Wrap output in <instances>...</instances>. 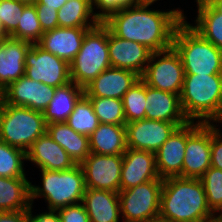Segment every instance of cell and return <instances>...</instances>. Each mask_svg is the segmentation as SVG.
I'll return each instance as SVG.
<instances>
[{
	"label": "cell",
	"instance_id": "1",
	"mask_svg": "<svg viewBox=\"0 0 222 222\" xmlns=\"http://www.w3.org/2000/svg\"><path fill=\"white\" fill-rule=\"evenodd\" d=\"M157 1L125 6L102 23L117 37L141 43L153 52L167 50L172 47L176 27L184 20V10L151 8Z\"/></svg>",
	"mask_w": 222,
	"mask_h": 222
},
{
	"label": "cell",
	"instance_id": "2",
	"mask_svg": "<svg viewBox=\"0 0 222 222\" xmlns=\"http://www.w3.org/2000/svg\"><path fill=\"white\" fill-rule=\"evenodd\" d=\"M160 216L173 222H211L215 214L207 204L201 179H163Z\"/></svg>",
	"mask_w": 222,
	"mask_h": 222
},
{
	"label": "cell",
	"instance_id": "3",
	"mask_svg": "<svg viewBox=\"0 0 222 222\" xmlns=\"http://www.w3.org/2000/svg\"><path fill=\"white\" fill-rule=\"evenodd\" d=\"M180 100L189 121L211 123L222 106V74H185Z\"/></svg>",
	"mask_w": 222,
	"mask_h": 222
},
{
	"label": "cell",
	"instance_id": "4",
	"mask_svg": "<svg viewBox=\"0 0 222 222\" xmlns=\"http://www.w3.org/2000/svg\"><path fill=\"white\" fill-rule=\"evenodd\" d=\"M186 14L176 27L172 46L179 53L185 74H222V50L204 39L189 24Z\"/></svg>",
	"mask_w": 222,
	"mask_h": 222
},
{
	"label": "cell",
	"instance_id": "5",
	"mask_svg": "<svg viewBox=\"0 0 222 222\" xmlns=\"http://www.w3.org/2000/svg\"><path fill=\"white\" fill-rule=\"evenodd\" d=\"M41 185L31 182V204L43 198L47 209L58 210L68 205L80 203L86 190L84 172L81 165L68 170L39 169Z\"/></svg>",
	"mask_w": 222,
	"mask_h": 222
},
{
	"label": "cell",
	"instance_id": "6",
	"mask_svg": "<svg viewBox=\"0 0 222 222\" xmlns=\"http://www.w3.org/2000/svg\"><path fill=\"white\" fill-rule=\"evenodd\" d=\"M69 66L71 82L83 89L101 72L111 67L108 28L102 22L86 32L82 46Z\"/></svg>",
	"mask_w": 222,
	"mask_h": 222
},
{
	"label": "cell",
	"instance_id": "7",
	"mask_svg": "<svg viewBox=\"0 0 222 222\" xmlns=\"http://www.w3.org/2000/svg\"><path fill=\"white\" fill-rule=\"evenodd\" d=\"M46 131L43 112L5 103L0 107V141L26 152Z\"/></svg>",
	"mask_w": 222,
	"mask_h": 222
},
{
	"label": "cell",
	"instance_id": "8",
	"mask_svg": "<svg viewBox=\"0 0 222 222\" xmlns=\"http://www.w3.org/2000/svg\"><path fill=\"white\" fill-rule=\"evenodd\" d=\"M163 180H152L118 192L123 222H147L160 213Z\"/></svg>",
	"mask_w": 222,
	"mask_h": 222
},
{
	"label": "cell",
	"instance_id": "9",
	"mask_svg": "<svg viewBox=\"0 0 222 222\" xmlns=\"http://www.w3.org/2000/svg\"><path fill=\"white\" fill-rule=\"evenodd\" d=\"M184 76L180 55L172 46L153 52L140 78L150 87L180 95Z\"/></svg>",
	"mask_w": 222,
	"mask_h": 222
},
{
	"label": "cell",
	"instance_id": "10",
	"mask_svg": "<svg viewBox=\"0 0 222 222\" xmlns=\"http://www.w3.org/2000/svg\"><path fill=\"white\" fill-rule=\"evenodd\" d=\"M25 75L37 82L55 88L71 82L69 63L32 44L25 55Z\"/></svg>",
	"mask_w": 222,
	"mask_h": 222
},
{
	"label": "cell",
	"instance_id": "11",
	"mask_svg": "<svg viewBox=\"0 0 222 222\" xmlns=\"http://www.w3.org/2000/svg\"><path fill=\"white\" fill-rule=\"evenodd\" d=\"M211 123L187 122L181 177L200 179L211 167Z\"/></svg>",
	"mask_w": 222,
	"mask_h": 222
},
{
	"label": "cell",
	"instance_id": "12",
	"mask_svg": "<svg viewBox=\"0 0 222 222\" xmlns=\"http://www.w3.org/2000/svg\"><path fill=\"white\" fill-rule=\"evenodd\" d=\"M123 155L90 153L81 164L86 188L120 191Z\"/></svg>",
	"mask_w": 222,
	"mask_h": 222
},
{
	"label": "cell",
	"instance_id": "13",
	"mask_svg": "<svg viewBox=\"0 0 222 222\" xmlns=\"http://www.w3.org/2000/svg\"><path fill=\"white\" fill-rule=\"evenodd\" d=\"M186 123L147 118L126 123L127 148L155 153L177 127Z\"/></svg>",
	"mask_w": 222,
	"mask_h": 222
},
{
	"label": "cell",
	"instance_id": "14",
	"mask_svg": "<svg viewBox=\"0 0 222 222\" xmlns=\"http://www.w3.org/2000/svg\"><path fill=\"white\" fill-rule=\"evenodd\" d=\"M55 91V87L34 81L23 75L4 90V103L43 112Z\"/></svg>",
	"mask_w": 222,
	"mask_h": 222
},
{
	"label": "cell",
	"instance_id": "15",
	"mask_svg": "<svg viewBox=\"0 0 222 222\" xmlns=\"http://www.w3.org/2000/svg\"><path fill=\"white\" fill-rule=\"evenodd\" d=\"M108 52L111 67L133 71L140 77L153 53L145 45L117 37L109 29Z\"/></svg>",
	"mask_w": 222,
	"mask_h": 222
},
{
	"label": "cell",
	"instance_id": "16",
	"mask_svg": "<svg viewBox=\"0 0 222 222\" xmlns=\"http://www.w3.org/2000/svg\"><path fill=\"white\" fill-rule=\"evenodd\" d=\"M152 180H163L158 175L155 153L127 148L123 154L120 190Z\"/></svg>",
	"mask_w": 222,
	"mask_h": 222
},
{
	"label": "cell",
	"instance_id": "17",
	"mask_svg": "<svg viewBox=\"0 0 222 222\" xmlns=\"http://www.w3.org/2000/svg\"><path fill=\"white\" fill-rule=\"evenodd\" d=\"M187 144V123L177 127L155 152L156 168L161 179L181 177Z\"/></svg>",
	"mask_w": 222,
	"mask_h": 222
},
{
	"label": "cell",
	"instance_id": "18",
	"mask_svg": "<svg viewBox=\"0 0 222 222\" xmlns=\"http://www.w3.org/2000/svg\"><path fill=\"white\" fill-rule=\"evenodd\" d=\"M91 28L93 27H58L44 32L37 44L70 63L79 52L86 32Z\"/></svg>",
	"mask_w": 222,
	"mask_h": 222
},
{
	"label": "cell",
	"instance_id": "19",
	"mask_svg": "<svg viewBox=\"0 0 222 222\" xmlns=\"http://www.w3.org/2000/svg\"><path fill=\"white\" fill-rule=\"evenodd\" d=\"M139 79L140 76L133 71L109 67L84 88V94L87 97L122 99Z\"/></svg>",
	"mask_w": 222,
	"mask_h": 222
},
{
	"label": "cell",
	"instance_id": "20",
	"mask_svg": "<svg viewBox=\"0 0 222 222\" xmlns=\"http://www.w3.org/2000/svg\"><path fill=\"white\" fill-rule=\"evenodd\" d=\"M38 169L68 170L76 164L68 153L46 132L38 137L26 151V162Z\"/></svg>",
	"mask_w": 222,
	"mask_h": 222
},
{
	"label": "cell",
	"instance_id": "21",
	"mask_svg": "<svg viewBox=\"0 0 222 222\" xmlns=\"http://www.w3.org/2000/svg\"><path fill=\"white\" fill-rule=\"evenodd\" d=\"M31 45L11 36L0 40V86L4 90L25 75V55Z\"/></svg>",
	"mask_w": 222,
	"mask_h": 222
},
{
	"label": "cell",
	"instance_id": "22",
	"mask_svg": "<svg viewBox=\"0 0 222 222\" xmlns=\"http://www.w3.org/2000/svg\"><path fill=\"white\" fill-rule=\"evenodd\" d=\"M145 118L166 122H189L182 106L180 95L165 92L146 85Z\"/></svg>",
	"mask_w": 222,
	"mask_h": 222
},
{
	"label": "cell",
	"instance_id": "23",
	"mask_svg": "<svg viewBox=\"0 0 222 222\" xmlns=\"http://www.w3.org/2000/svg\"><path fill=\"white\" fill-rule=\"evenodd\" d=\"M81 203L90 222H123L116 192L86 188Z\"/></svg>",
	"mask_w": 222,
	"mask_h": 222
},
{
	"label": "cell",
	"instance_id": "24",
	"mask_svg": "<svg viewBox=\"0 0 222 222\" xmlns=\"http://www.w3.org/2000/svg\"><path fill=\"white\" fill-rule=\"evenodd\" d=\"M46 132L68 153L76 165H81L91 153L89 137L75 132L66 122L47 124Z\"/></svg>",
	"mask_w": 222,
	"mask_h": 222
},
{
	"label": "cell",
	"instance_id": "25",
	"mask_svg": "<svg viewBox=\"0 0 222 222\" xmlns=\"http://www.w3.org/2000/svg\"><path fill=\"white\" fill-rule=\"evenodd\" d=\"M89 143L92 153L123 155L127 150L126 126L100 123L89 136Z\"/></svg>",
	"mask_w": 222,
	"mask_h": 222
},
{
	"label": "cell",
	"instance_id": "26",
	"mask_svg": "<svg viewBox=\"0 0 222 222\" xmlns=\"http://www.w3.org/2000/svg\"><path fill=\"white\" fill-rule=\"evenodd\" d=\"M31 182L27 177H0V212L28 210Z\"/></svg>",
	"mask_w": 222,
	"mask_h": 222
},
{
	"label": "cell",
	"instance_id": "27",
	"mask_svg": "<svg viewBox=\"0 0 222 222\" xmlns=\"http://www.w3.org/2000/svg\"><path fill=\"white\" fill-rule=\"evenodd\" d=\"M83 95L84 89L74 82L56 88L54 96L43 111L46 124L66 122Z\"/></svg>",
	"mask_w": 222,
	"mask_h": 222
},
{
	"label": "cell",
	"instance_id": "28",
	"mask_svg": "<svg viewBox=\"0 0 222 222\" xmlns=\"http://www.w3.org/2000/svg\"><path fill=\"white\" fill-rule=\"evenodd\" d=\"M197 16L194 23L188 24L204 39L222 50V14L217 12L206 0H195Z\"/></svg>",
	"mask_w": 222,
	"mask_h": 222
},
{
	"label": "cell",
	"instance_id": "29",
	"mask_svg": "<svg viewBox=\"0 0 222 222\" xmlns=\"http://www.w3.org/2000/svg\"><path fill=\"white\" fill-rule=\"evenodd\" d=\"M59 27H95L100 21L94 14L92 0L67 1L58 10Z\"/></svg>",
	"mask_w": 222,
	"mask_h": 222
},
{
	"label": "cell",
	"instance_id": "30",
	"mask_svg": "<svg viewBox=\"0 0 222 222\" xmlns=\"http://www.w3.org/2000/svg\"><path fill=\"white\" fill-rule=\"evenodd\" d=\"M66 123L80 134L90 136L99 126L100 122L94 112L90 99L84 94L75 104Z\"/></svg>",
	"mask_w": 222,
	"mask_h": 222
},
{
	"label": "cell",
	"instance_id": "31",
	"mask_svg": "<svg viewBox=\"0 0 222 222\" xmlns=\"http://www.w3.org/2000/svg\"><path fill=\"white\" fill-rule=\"evenodd\" d=\"M26 152L0 141V177H26Z\"/></svg>",
	"mask_w": 222,
	"mask_h": 222
},
{
	"label": "cell",
	"instance_id": "32",
	"mask_svg": "<svg viewBox=\"0 0 222 222\" xmlns=\"http://www.w3.org/2000/svg\"><path fill=\"white\" fill-rule=\"evenodd\" d=\"M126 123L145 119L146 83L140 78L123 95Z\"/></svg>",
	"mask_w": 222,
	"mask_h": 222
},
{
	"label": "cell",
	"instance_id": "33",
	"mask_svg": "<svg viewBox=\"0 0 222 222\" xmlns=\"http://www.w3.org/2000/svg\"><path fill=\"white\" fill-rule=\"evenodd\" d=\"M99 122L103 124L126 125L122 99L111 97H88Z\"/></svg>",
	"mask_w": 222,
	"mask_h": 222
},
{
	"label": "cell",
	"instance_id": "34",
	"mask_svg": "<svg viewBox=\"0 0 222 222\" xmlns=\"http://www.w3.org/2000/svg\"><path fill=\"white\" fill-rule=\"evenodd\" d=\"M43 33L44 32L38 20L35 5H25L21 18L18 21V27L10 36L27 41L31 44H37L40 41Z\"/></svg>",
	"mask_w": 222,
	"mask_h": 222
},
{
	"label": "cell",
	"instance_id": "35",
	"mask_svg": "<svg viewBox=\"0 0 222 222\" xmlns=\"http://www.w3.org/2000/svg\"><path fill=\"white\" fill-rule=\"evenodd\" d=\"M206 194L207 204L216 215L222 212V170L212 166L200 178Z\"/></svg>",
	"mask_w": 222,
	"mask_h": 222
},
{
	"label": "cell",
	"instance_id": "36",
	"mask_svg": "<svg viewBox=\"0 0 222 222\" xmlns=\"http://www.w3.org/2000/svg\"><path fill=\"white\" fill-rule=\"evenodd\" d=\"M25 5L18 0H0V23L7 36L17 29Z\"/></svg>",
	"mask_w": 222,
	"mask_h": 222
},
{
	"label": "cell",
	"instance_id": "37",
	"mask_svg": "<svg viewBox=\"0 0 222 222\" xmlns=\"http://www.w3.org/2000/svg\"><path fill=\"white\" fill-rule=\"evenodd\" d=\"M144 0H92L93 11L97 19L102 22L110 14L117 12L125 6L138 5ZM99 11H96V10Z\"/></svg>",
	"mask_w": 222,
	"mask_h": 222
},
{
	"label": "cell",
	"instance_id": "38",
	"mask_svg": "<svg viewBox=\"0 0 222 222\" xmlns=\"http://www.w3.org/2000/svg\"><path fill=\"white\" fill-rule=\"evenodd\" d=\"M57 212L61 222H90L81 202L60 208Z\"/></svg>",
	"mask_w": 222,
	"mask_h": 222
},
{
	"label": "cell",
	"instance_id": "39",
	"mask_svg": "<svg viewBox=\"0 0 222 222\" xmlns=\"http://www.w3.org/2000/svg\"><path fill=\"white\" fill-rule=\"evenodd\" d=\"M38 20L41 24L43 32L58 28V10L56 8L47 7L46 4H34Z\"/></svg>",
	"mask_w": 222,
	"mask_h": 222
},
{
	"label": "cell",
	"instance_id": "40",
	"mask_svg": "<svg viewBox=\"0 0 222 222\" xmlns=\"http://www.w3.org/2000/svg\"><path fill=\"white\" fill-rule=\"evenodd\" d=\"M222 130L215 129L211 124V166L222 170Z\"/></svg>",
	"mask_w": 222,
	"mask_h": 222
},
{
	"label": "cell",
	"instance_id": "41",
	"mask_svg": "<svg viewBox=\"0 0 222 222\" xmlns=\"http://www.w3.org/2000/svg\"><path fill=\"white\" fill-rule=\"evenodd\" d=\"M33 208L34 206L31 204L28 209L29 222H61L56 210L47 209V211L42 213L39 211V214H35Z\"/></svg>",
	"mask_w": 222,
	"mask_h": 222
},
{
	"label": "cell",
	"instance_id": "42",
	"mask_svg": "<svg viewBox=\"0 0 222 222\" xmlns=\"http://www.w3.org/2000/svg\"><path fill=\"white\" fill-rule=\"evenodd\" d=\"M0 222H29L28 210L0 212Z\"/></svg>",
	"mask_w": 222,
	"mask_h": 222
},
{
	"label": "cell",
	"instance_id": "43",
	"mask_svg": "<svg viewBox=\"0 0 222 222\" xmlns=\"http://www.w3.org/2000/svg\"><path fill=\"white\" fill-rule=\"evenodd\" d=\"M67 1L71 0H37L35 4H46L47 7L59 10Z\"/></svg>",
	"mask_w": 222,
	"mask_h": 222
},
{
	"label": "cell",
	"instance_id": "44",
	"mask_svg": "<svg viewBox=\"0 0 222 222\" xmlns=\"http://www.w3.org/2000/svg\"><path fill=\"white\" fill-rule=\"evenodd\" d=\"M217 123H218V125H217ZM211 124L217 130H220V128L222 127V125H221L222 124V106H221V109H220L218 115L213 119Z\"/></svg>",
	"mask_w": 222,
	"mask_h": 222
},
{
	"label": "cell",
	"instance_id": "45",
	"mask_svg": "<svg viewBox=\"0 0 222 222\" xmlns=\"http://www.w3.org/2000/svg\"><path fill=\"white\" fill-rule=\"evenodd\" d=\"M217 12L222 14V0H206Z\"/></svg>",
	"mask_w": 222,
	"mask_h": 222
},
{
	"label": "cell",
	"instance_id": "46",
	"mask_svg": "<svg viewBox=\"0 0 222 222\" xmlns=\"http://www.w3.org/2000/svg\"><path fill=\"white\" fill-rule=\"evenodd\" d=\"M147 222H173L169 219L163 218L162 216L158 215L156 217L151 218L149 221Z\"/></svg>",
	"mask_w": 222,
	"mask_h": 222
},
{
	"label": "cell",
	"instance_id": "47",
	"mask_svg": "<svg viewBox=\"0 0 222 222\" xmlns=\"http://www.w3.org/2000/svg\"><path fill=\"white\" fill-rule=\"evenodd\" d=\"M4 104V89L0 86V107Z\"/></svg>",
	"mask_w": 222,
	"mask_h": 222
},
{
	"label": "cell",
	"instance_id": "48",
	"mask_svg": "<svg viewBox=\"0 0 222 222\" xmlns=\"http://www.w3.org/2000/svg\"><path fill=\"white\" fill-rule=\"evenodd\" d=\"M211 222H222V215L221 214H216Z\"/></svg>",
	"mask_w": 222,
	"mask_h": 222
},
{
	"label": "cell",
	"instance_id": "49",
	"mask_svg": "<svg viewBox=\"0 0 222 222\" xmlns=\"http://www.w3.org/2000/svg\"><path fill=\"white\" fill-rule=\"evenodd\" d=\"M19 2L23 3V4H35L37 2V0H18Z\"/></svg>",
	"mask_w": 222,
	"mask_h": 222
},
{
	"label": "cell",
	"instance_id": "50",
	"mask_svg": "<svg viewBox=\"0 0 222 222\" xmlns=\"http://www.w3.org/2000/svg\"><path fill=\"white\" fill-rule=\"evenodd\" d=\"M7 35L5 34L2 25L0 23V40H3Z\"/></svg>",
	"mask_w": 222,
	"mask_h": 222
}]
</instances>
